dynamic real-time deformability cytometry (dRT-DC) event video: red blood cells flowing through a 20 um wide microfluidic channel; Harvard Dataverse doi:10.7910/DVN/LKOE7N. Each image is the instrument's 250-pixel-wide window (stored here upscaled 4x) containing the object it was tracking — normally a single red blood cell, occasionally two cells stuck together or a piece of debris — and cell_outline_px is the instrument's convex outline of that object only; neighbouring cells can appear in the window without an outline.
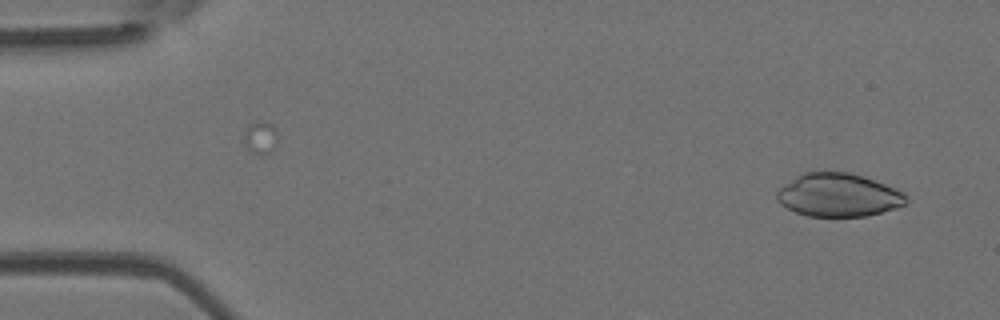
{"species": "Egyptian fruit bat (a non-hibernating species)", "species_latin": "Rousettus aegyptiacus", "temperature_condition": "room temperature", "stored_images_in_passage": 49, "segment_of_instrument_passage": [1, 2], "camera_frame_rate_fps": 3000, "um_per_image_px": 0.085, "animal": {"sex": "female"}, "frame": {"image": 1, "passage_image": 2, "time_ms": 0.333, "image_size_px": [1000, 320], "cell_outline_px": [[908, 204], [896, 208], [868, 216], [808, 216], [796, 212], [780, 204], [776, 200], [776, 192], [784, 184], [796, 176], [804, 172], [848, 172], [864, 176], [884, 184], [900, 192], [908, 200]], "centroid_in_image_um": [71.24, 16.58], "position_along_channel_um": 13.8, "area_um2": 32.43}}
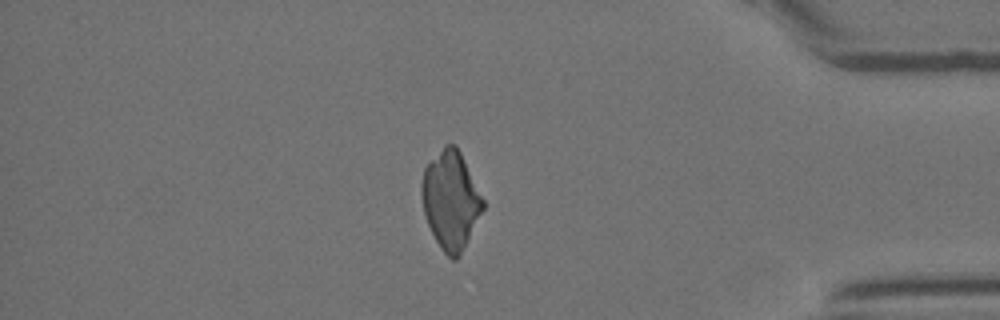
{"frame": {"image": 2, "passage_image": 41, "time_ms": 13.333, "image_size_px": [1000, 320], "cell_outline_px": [[484, 208], [460, 256], [456, 260], [452, 260], [444, 252], [436, 240], [428, 224], [424, 212], [420, 192], [420, 184], [424, 168], [444, 144], [456, 144], [484, 200]], "centroid_in_image_um": [38.3, 17.0], "position_along_channel_um": 396.9, "area_um2": 34.85}}